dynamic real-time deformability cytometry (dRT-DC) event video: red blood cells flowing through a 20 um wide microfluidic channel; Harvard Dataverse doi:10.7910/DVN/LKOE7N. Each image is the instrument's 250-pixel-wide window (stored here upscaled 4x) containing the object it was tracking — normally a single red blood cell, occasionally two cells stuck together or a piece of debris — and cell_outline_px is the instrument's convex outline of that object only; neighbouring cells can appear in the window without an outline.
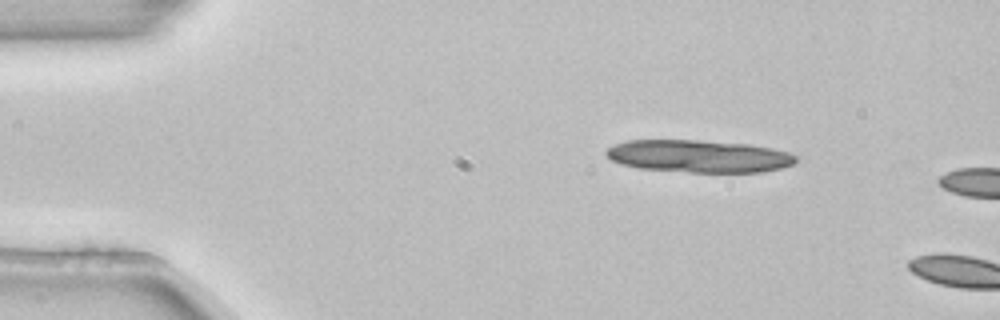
{"species": "common noctule bat (a hibernating species)", "species_latin": "Nyctalus noctula", "temperature_condition": "room temperature", "stored_images_in_passage": 2, "camera_frame_rate_fps": 3000, "um_per_image_px": 0.085, "animal": {"sex": "female", "body_mass_g": 22.7, "forearm_length_mm": 54.2}, "frame": {"image": 1, "passage_image": 1, "time_ms": 0.0, "image_size_px": [1000, 320], "cell_outline_px": [[800, 156], [792, 164], [780, 168], [760, 172], [688, 172], [640, 168], [620, 164], [612, 160], [604, 152], [608, 148], [616, 144], [628, 140], [700, 140], [748, 144], [772, 148], [788, 152]], "centroid_in_image_um": [59.41, 13.27], "position_along_channel_um": 25.6, "area_um2": 35.84}}